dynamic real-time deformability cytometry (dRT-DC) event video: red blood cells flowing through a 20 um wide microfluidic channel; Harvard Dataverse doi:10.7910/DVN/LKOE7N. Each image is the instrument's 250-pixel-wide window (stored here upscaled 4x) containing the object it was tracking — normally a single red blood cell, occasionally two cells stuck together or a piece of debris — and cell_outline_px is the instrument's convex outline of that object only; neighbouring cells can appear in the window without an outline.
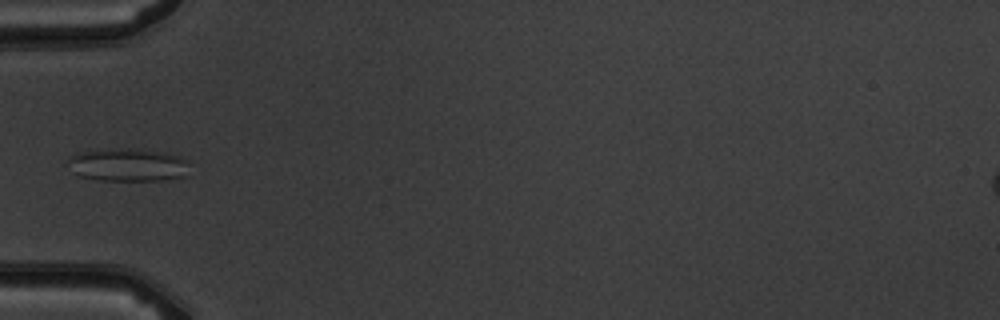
{"species": "common noctule bat (a hibernating species)", "species_latin": "Nyctalus noctula", "temperature_condition": "warm", "stored_images_in_passage": 6, "camera_frame_rate_fps": 3000, "um_per_image_px": 0.085, "animal": {"sex": "male", "body_mass_g": 19.5, "forearm_length_mm": 54.6}, "frame": {"image": 1, "passage_image": 6, "time_ms": 5.667, "image_size_px": [1000, 320], "cell_outline_px": [[188, 176], [164, 180], [100, 180], [80, 176], [72, 172], [68, 160], [72, 156], [80, 152], [128, 148], [136, 148], [180, 156], [184, 160]], "centroid_in_image_um": [10.87, 14.03], "position_along_channel_um": 74.1, "area_um2": 22.89}}